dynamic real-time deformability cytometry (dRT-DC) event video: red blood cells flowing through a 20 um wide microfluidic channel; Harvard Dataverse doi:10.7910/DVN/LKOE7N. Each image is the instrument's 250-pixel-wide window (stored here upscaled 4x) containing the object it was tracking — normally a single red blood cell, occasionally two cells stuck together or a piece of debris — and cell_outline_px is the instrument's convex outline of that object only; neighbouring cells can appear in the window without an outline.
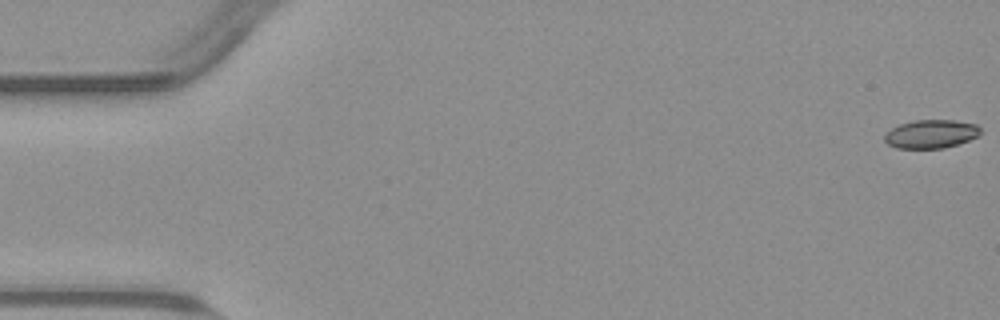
{"species": "common noctule bat (a hibernating species)", "species_latin": "Nyctalus noctula", "temperature_condition": "warm", "stored_images_in_passage": 55, "camera_frame_rate_fps": 3000, "um_per_image_px": 0.085, "animal": {"sex": "male", "body_mass_g": 23.1, "forearm_length_mm": 52.7}, "frame": {"image": 1, "passage_image": 1, "time_ms": 0.0, "image_size_px": [1000, 320], "cell_outline_px": [[980, 132], [976, 136], [968, 140], [944, 148], [896, 148], [888, 144], [884, 140], [884, 136], [892, 128], [900, 124], [916, 120], [952, 120], [976, 124], [980, 128]], "centroid_in_image_um": [79.11, 11.39], "position_along_channel_um": 5.9, "area_um2": 15.66}}
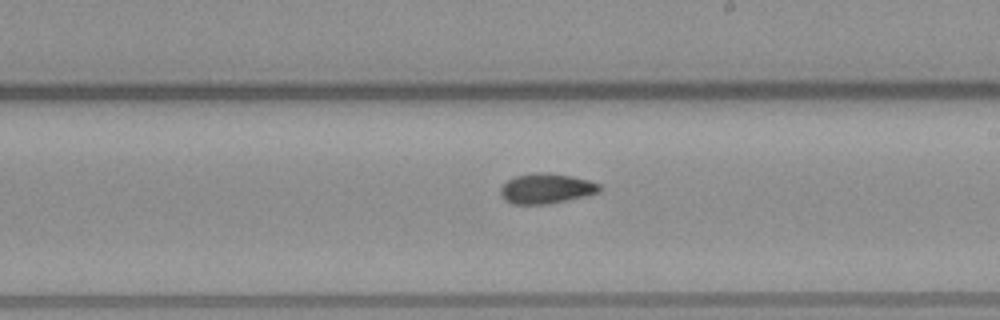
{"frame": {"image": 2, "passage_image": 32, "time_ms": 10.333, "image_size_px": [1000, 320], "cell_outline_px": [[600, 192], [584, 196], [548, 204], [512, 204], [504, 200], [500, 196], [500, 188], [508, 180], [516, 176], [536, 172], [548, 172], [572, 176], [588, 180], [600, 184]], "centroid_in_image_um": [46.41, 16.02], "position_along_channel_um": 242.6, "area_um2": 17.4}}
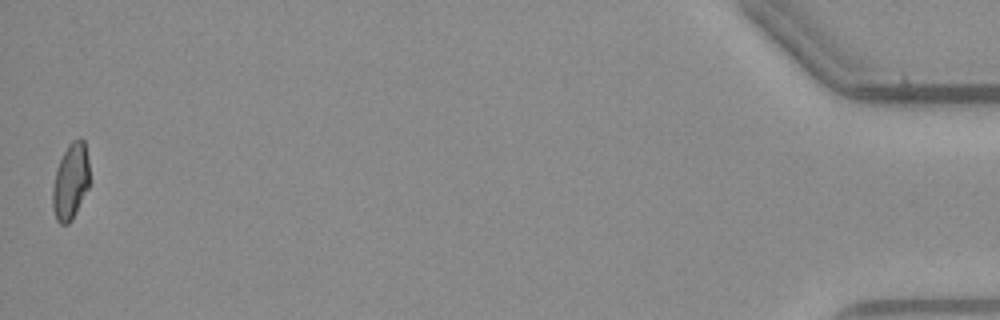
{"frame": {"image": 3, "passage_image": 55, "time_ms": 18.0, "image_size_px": [1000, 320], "cell_outline_px": [[88, 188], [72, 220], [68, 224], [60, 224], [56, 220], [52, 208], [52, 188], [56, 168], [68, 144], [72, 140], [80, 136], [84, 140], [88, 160]], "centroid_in_image_um": [5.98, 15.42], "position_along_channel_um": 429.2, "area_um2": 16.47}, "authors_computed_cell_mechanics": {"area_um2": 16.8198, "velocity_mm_per_s": 3.785, "shape_relaxation_time_tau1_ms": 6.9655, "shape_relaxation_time_tau2_ms": 2.6337, "deformation_change_tau1": 0.1574, "deformation_change_tau2": 0.0718}}